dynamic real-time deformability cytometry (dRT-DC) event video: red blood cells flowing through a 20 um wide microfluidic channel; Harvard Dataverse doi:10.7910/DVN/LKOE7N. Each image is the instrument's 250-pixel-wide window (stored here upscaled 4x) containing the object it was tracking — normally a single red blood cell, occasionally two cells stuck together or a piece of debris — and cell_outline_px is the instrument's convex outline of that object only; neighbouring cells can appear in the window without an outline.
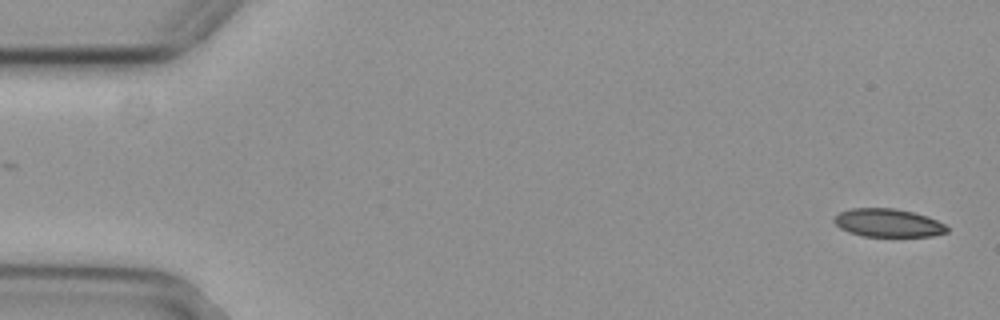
{"species": "common noctule bat (a hibernating species)", "species_latin": "Nyctalus noctula", "temperature_condition": "cold", "stored_images_in_passage": 53, "camera_frame_rate_fps": 3000, "um_per_image_px": 0.085, "animal": {"sex": "female", "body_mass_g": 29.2, "forearm_length_mm": 56.3}, "frame": {"image": 1, "passage_image": 1, "time_ms": 0.0, "image_size_px": [1000, 320], "cell_outline_px": [[948, 232], [932, 236], [864, 236], [848, 232], [840, 228], [832, 220], [840, 212], [852, 208], [892, 208], [912, 212], [928, 216], [944, 224], [948, 228]], "centroid_in_image_um": [75.48, 18.94], "position_along_channel_um": 9.5, "area_um2": 18.44}}
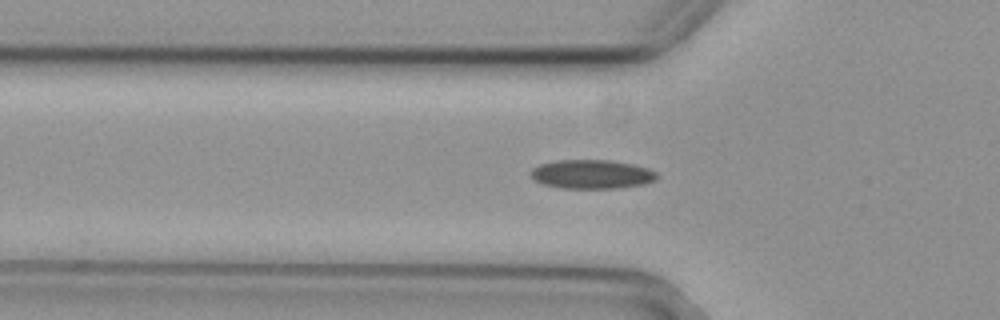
{"frame": {"image": 2, "passage_image": 17, "time_ms": 5.333, "image_size_px": [1000, 320], "cell_outline_px": [[656, 180], [644, 184], [620, 188], [560, 188], [544, 184], [528, 176], [528, 172], [532, 168], [540, 164], [556, 160], [612, 160], [632, 164], [648, 168], [656, 172]], "centroid_in_image_um": [50.27, 14.8], "position_along_channel_um": 75.5, "area_um2": 21.44}}
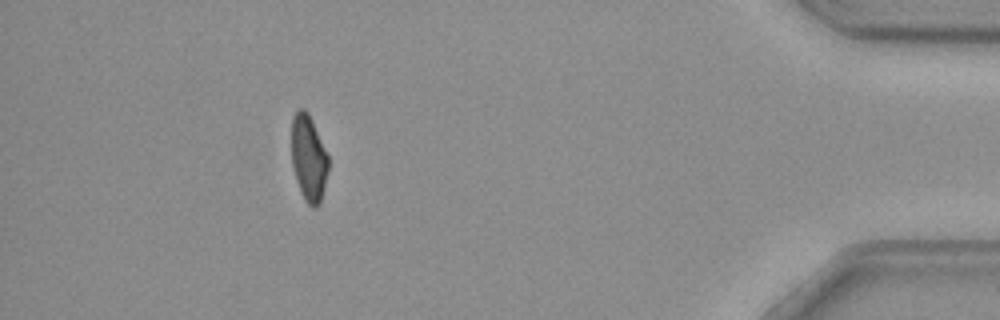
{"frame": {"image": 3, "passage_image": 48, "time_ms": 15.667, "image_size_px": [1000, 320], "cell_outline_px": [[328, 172], [320, 204], [316, 208], [312, 208], [304, 200], [300, 192], [292, 168], [292, 116], [300, 108], [304, 108], [308, 112], [312, 120], [328, 156]], "centroid_in_image_um": [26.23, 13.48], "position_along_channel_um": 409.0, "area_um2": 18.61}}